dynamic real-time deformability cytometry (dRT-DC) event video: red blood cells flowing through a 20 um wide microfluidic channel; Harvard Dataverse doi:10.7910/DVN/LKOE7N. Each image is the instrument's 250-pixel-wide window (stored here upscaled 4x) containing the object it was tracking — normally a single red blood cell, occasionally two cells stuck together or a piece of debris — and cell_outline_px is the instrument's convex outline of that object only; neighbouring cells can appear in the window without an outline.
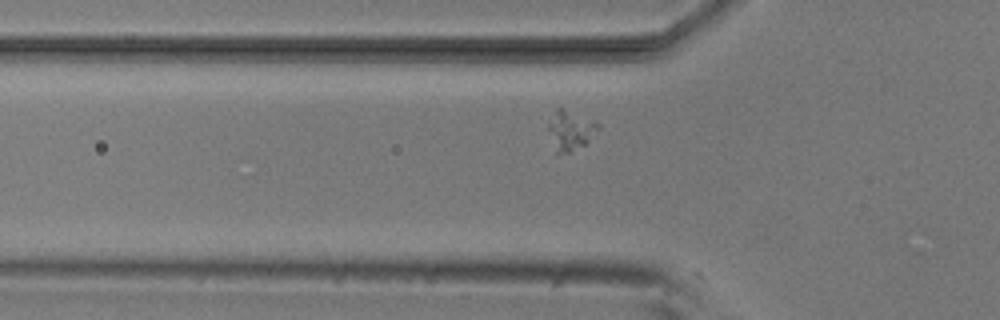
{"species": "common noctule bat (a hibernating species)", "species_latin": "Nyctalus noctula", "temperature_condition": "room temperature", "stored_images_in_passage": 33, "camera_frame_rate_fps": 3000, "um_per_image_px": 0.085, "animal": {"sex": "male", "body_mass_g": 20.5, "forearm_length_mm": 52.5}, "frame": {"image": 1, "passage_image": 3, "time_ms": 0.667, "image_size_px": [1000, 320], "cell_outline_px": [[600, 128], [584, 144], [572, 152], [556, 156], [548, 128], [548, 124], [556, 108], [560, 108], [600, 124]], "centroid_in_image_um": [48.45, 11.14], "position_along_channel_um": 77.4, "area_um2": 11.21}}
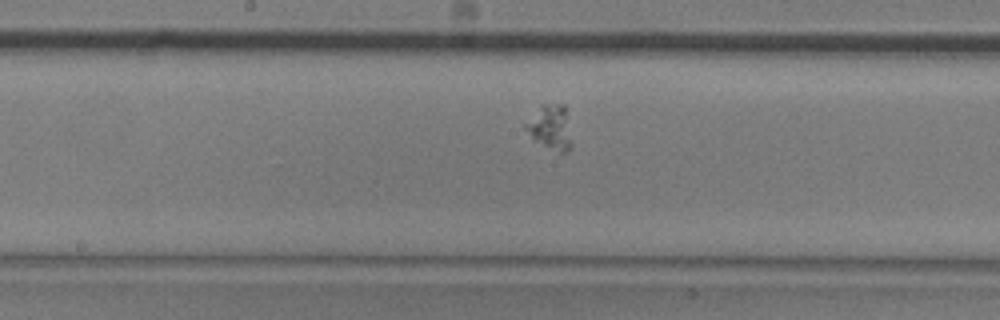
{"frame": {"image": 2, "passage_image": 13, "time_ms": 4.0, "image_size_px": [1000, 320], "cell_outline_px": [[572, 148], [568, 152], [560, 152], [532, 140], [524, 128], [524, 124], [540, 104], [564, 104], [572, 144]], "centroid_in_image_um": [46.76, 10.82], "position_along_channel_um": 201.4, "area_um2": 12.02}}
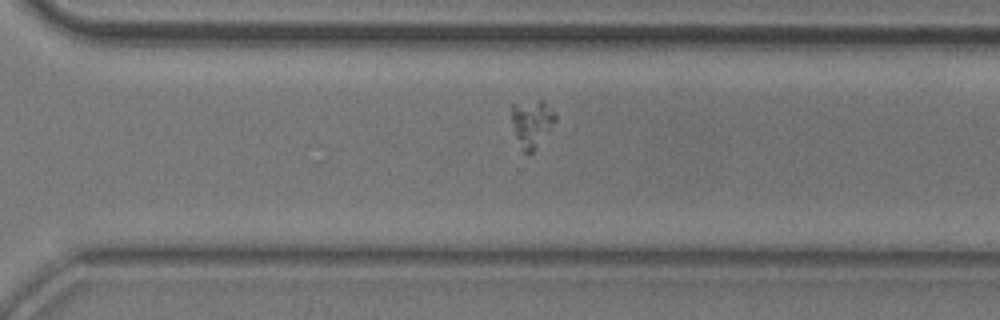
{"frame": {"image": 3, "passage_image": 23, "time_ms": 7.333, "image_size_px": [1000, 320], "cell_outline_px": [[556, 120], [532, 152], [524, 152], [516, 136], [512, 120], [512, 104], [540, 100], [556, 112]], "centroid_in_image_um": [45.21, 10.44], "position_along_channel_um": 325.4, "area_um2": 11.5}}